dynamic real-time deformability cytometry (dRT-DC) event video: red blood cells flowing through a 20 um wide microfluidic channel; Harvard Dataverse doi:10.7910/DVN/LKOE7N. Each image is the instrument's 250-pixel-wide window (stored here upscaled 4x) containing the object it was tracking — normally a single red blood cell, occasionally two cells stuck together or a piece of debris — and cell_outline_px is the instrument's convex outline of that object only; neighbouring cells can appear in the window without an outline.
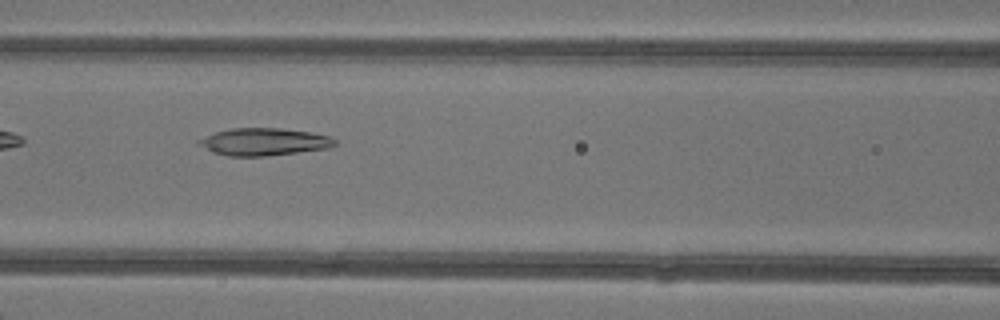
{"species": "common noctule bat (a hibernating species)", "species_latin": "Nyctalus noctula", "temperature_condition": "warm", "stored_images_in_passage": 6, "camera_frame_rate_fps": 3000, "um_per_image_px": 0.085, "animal": {"sex": "female"}, "frame": {"image": 1, "passage_image": 5, "time_ms": 4.667, "image_size_px": [1000, 320], "cell_outline_px": [[336, 144], [328, 148], [264, 156], [228, 156], [212, 152], [196, 144], [196, 140], [216, 132], [232, 128], [280, 128], [308, 132], [328, 136], [336, 140]], "centroid_in_image_um": [22.37, 12.05], "position_along_channel_um": 144.2, "area_um2": 21.5}}
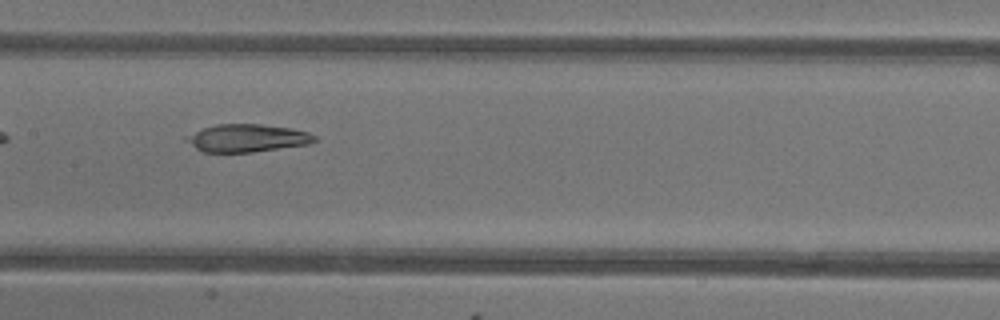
{"frame": {"image": 2, "passage_image": 6, "time_ms": 5.667, "image_size_px": [1000, 320], "cell_outline_px": [[316, 140], [312, 144], [252, 152], [200, 152], [184, 140], [184, 136], [204, 128], [216, 124], [260, 124], [288, 128], [308, 132], [316, 136]], "centroid_in_image_um": [20.98, 11.75], "position_along_channel_um": 186.4, "area_um2": 20.81}}